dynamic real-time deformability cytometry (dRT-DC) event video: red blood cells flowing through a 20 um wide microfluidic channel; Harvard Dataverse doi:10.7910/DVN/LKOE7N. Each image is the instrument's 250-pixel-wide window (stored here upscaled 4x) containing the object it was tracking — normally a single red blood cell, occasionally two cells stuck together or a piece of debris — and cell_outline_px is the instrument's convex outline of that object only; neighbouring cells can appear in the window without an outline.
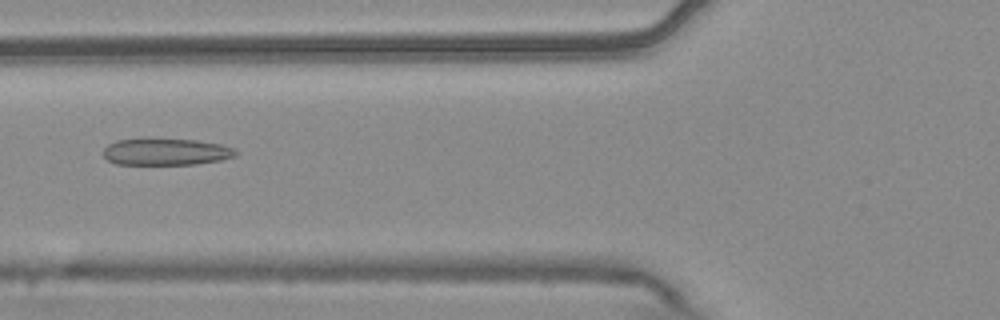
{"species": "common noctule bat (a hibernating species)", "species_latin": "Nyctalus noctula", "temperature_condition": "warm", "stored_images_in_passage": 40, "camera_frame_rate_fps": 3000, "um_per_image_px": 0.085, "animal": {"sex": "male", "body_mass_g": 20.4}, "frame": {"image": 1, "passage_image": 7, "time_ms": 2.0, "image_size_px": [1000, 320], "cell_outline_px": [[236, 156], [220, 160], [196, 164], [116, 164], [108, 160], [104, 156], [104, 148], [108, 144], [116, 140], [140, 136], [196, 140], [220, 144], [236, 148]], "centroid_in_image_um": [14.06, 12.86], "position_along_channel_um": 111.7, "area_um2": 21.39}}
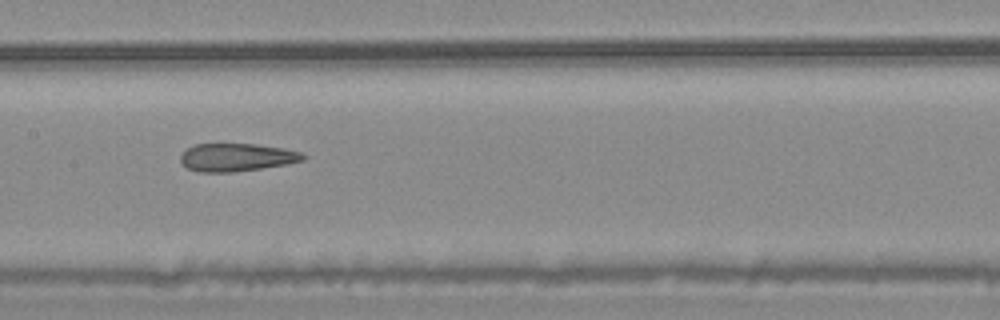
{"frame": {"image": 2, "passage_image": 13, "time_ms": 4.0, "image_size_px": [1000, 320], "cell_outline_px": [[308, 156], [304, 160], [284, 164], [260, 168], [232, 172], [200, 172], [188, 168], [180, 160], [180, 156], [188, 148], [196, 144], [256, 144], [284, 148], [300, 152]], "centroid_in_image_um": [20.13, 13.37], "position_along_channel_um": 187.3, "area_um2": 19.71}}
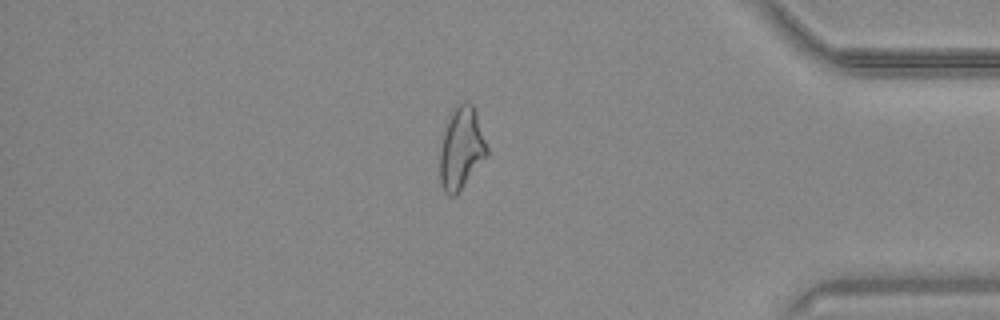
{"frame": {"image": 3, "passage_image": 32, "time_ms": 10.333, "image_size_px": [1000, 320], "cell_outline_px": [[488, 156], [456, 196], [448, 196], [444, 192], [440, 180], [440, 148], [444, 132], [448, 120], [452, 112], [464, 100], [468, 100], [472, 104], [476, 112], [488, 148]], "centroid_in_image_um": [39.23, 12.65], "position_along_channel_um": 396.0, "area_um2": 22.54}, "authors_computed_cell_mechanics": {"area_um2": 21.2704, "velocity_mm_per_s": 3.7646, "shape_relaxation_time_tau1_ms": null, "shape_relaxation_time_tau2_ms": 2.9106, "deformation_change_tau1": null, "deformation_change_tau2": 0.1312}}